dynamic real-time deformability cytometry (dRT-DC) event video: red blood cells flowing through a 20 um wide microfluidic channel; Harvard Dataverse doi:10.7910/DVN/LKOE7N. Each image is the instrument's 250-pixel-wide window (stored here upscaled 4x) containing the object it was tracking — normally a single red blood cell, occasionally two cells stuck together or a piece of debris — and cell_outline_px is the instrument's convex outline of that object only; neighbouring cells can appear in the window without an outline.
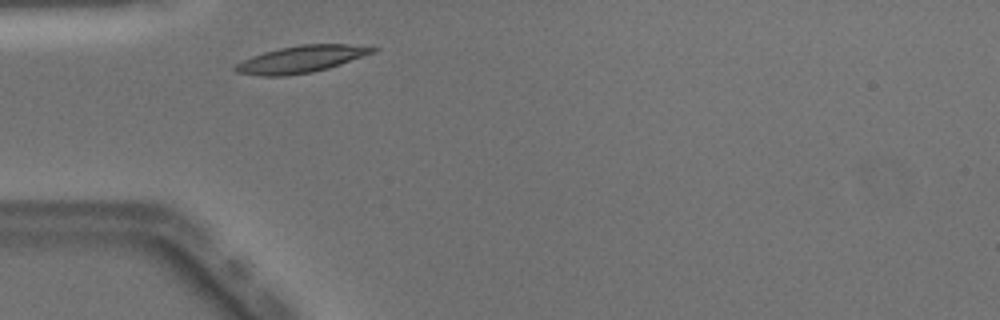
{"species": "Egyptian fruit bat (a non-hibernating species)", "species_latin": "Rousettus aegyptiacus", "temperature_condition": "warm", "stored_images_in_passage": 31, "camera_frame_rate_fps": 3000, "um_per_image_px": 0.085, "animal": {"sex": "male"}, "frame": {"image": 1, "passage_image": 1, "time_ms": 0.0, "image_size_px": [1000, 320], "cell_outline_px": [[380, 48], [376, 52], [328, 68], [312, 72], [284, 76], [260, 76], [236, 72], [232, 68], [236, 64], [252, 56], [264, 52], [280, 48], [300, 44], [348, 44]], "centroid_in_image_um": [25.61, 5.03], "position_along_channel_um": 59.4, "area_um2": 21.5}}
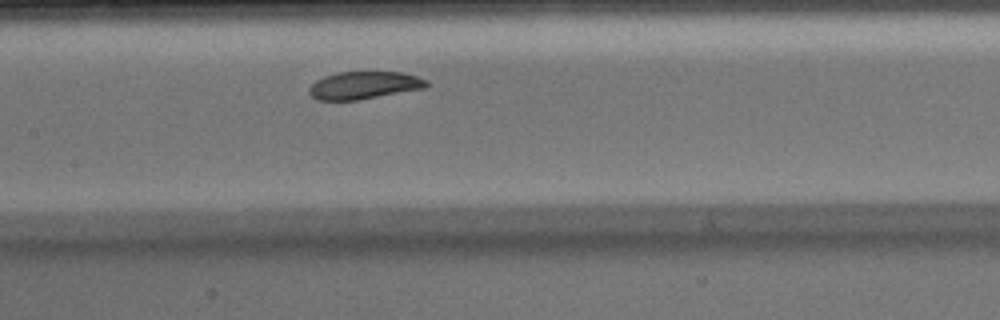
{"frame": {"image": 2, "passage_image": 10, "time_ms": 3.0, "image_size_px": [1000, 320], "cell_outline_px": [[428, 84], [424, 88], [356, 100], [316, 100], [308, 92], [308, 88], [316, 80], [324, 76], [336, 72], [400, 72], [416, 76], [428, 80]], "centroid_in_image_um": [30.9, 7.24], "position_along_channel_um": 176.5, "area_um2": 18.73}}
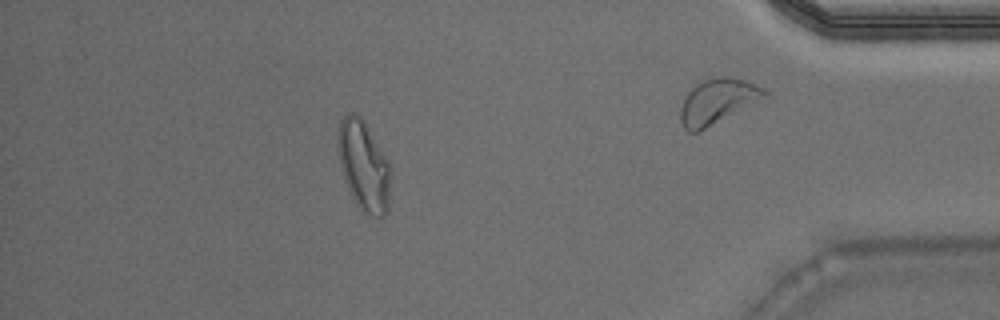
{"frame": {"image": 3, "passage_image": 25, "time_ms": 8.0, "image_size_px": [1000, 320], "cell_outline_px": [[392, 168], [388, 212], [380, 220], [372, 216], [360, 208], [356, 204], [348, 188], [340, 164], [336, 140], [336, 136], [340, 120], [344, 112], [356, 112], [364, 120], [388, 160]], "centroid_in_image_um": [30.93, 14.06], "position_along_channel_um": 404.3, "area_um2": 28.32}, "authors_computed_cell_mechanics": {"area_um2": 20.1144, "velocity_mm_per_s": 3.9968, "shape_relaxation_time_tau1_ms": 2.2606, "shape_relaxation_time_tau2_ms": null, "deformation_change_tau1": 0.0812, "deformation_change_tau2": null}}